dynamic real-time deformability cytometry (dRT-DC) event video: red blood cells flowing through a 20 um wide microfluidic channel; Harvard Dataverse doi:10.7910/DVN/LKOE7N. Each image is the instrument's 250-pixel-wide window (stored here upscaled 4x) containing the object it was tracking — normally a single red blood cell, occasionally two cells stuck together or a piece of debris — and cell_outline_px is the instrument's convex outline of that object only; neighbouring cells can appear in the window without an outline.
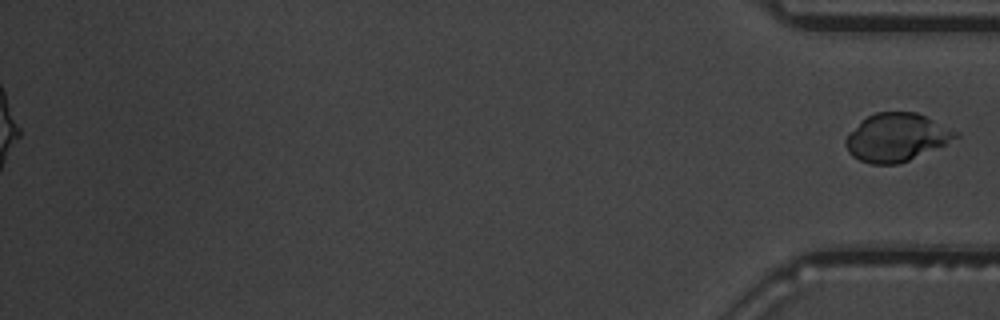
{"species": "common noctule bat (a hibernating species)", "species_latin": "Nyctalus noctula", "temperature_condition": "warm", "stored_images_in_passage": 44, "segment_of_instrument_passage": [2, 2], "camera_frame_rate_fps": 3000, "um_per_image_px": 0.085, "animal": {"sex": "male", "body_mass_g": 19.5, "forearm_length_mm": 54.6}, "frame": {"image": 1, "passage_image": 44, "time_ms": 14.333, "image_size_px": [1000, 320], "cell_outline_px": [[960, 136], [944, 144], [900, 164], [872, 164], [860, 160], [852, 156], [848, 152], [844, 144], [844, 140], [848, 132], [860, 120], [876, 112], [916, 112], [960, 132]], "centroid_in_image_um": [76.16, 11.67], "position_along_channel_um": 359.0, "area_um2": 30.81}}